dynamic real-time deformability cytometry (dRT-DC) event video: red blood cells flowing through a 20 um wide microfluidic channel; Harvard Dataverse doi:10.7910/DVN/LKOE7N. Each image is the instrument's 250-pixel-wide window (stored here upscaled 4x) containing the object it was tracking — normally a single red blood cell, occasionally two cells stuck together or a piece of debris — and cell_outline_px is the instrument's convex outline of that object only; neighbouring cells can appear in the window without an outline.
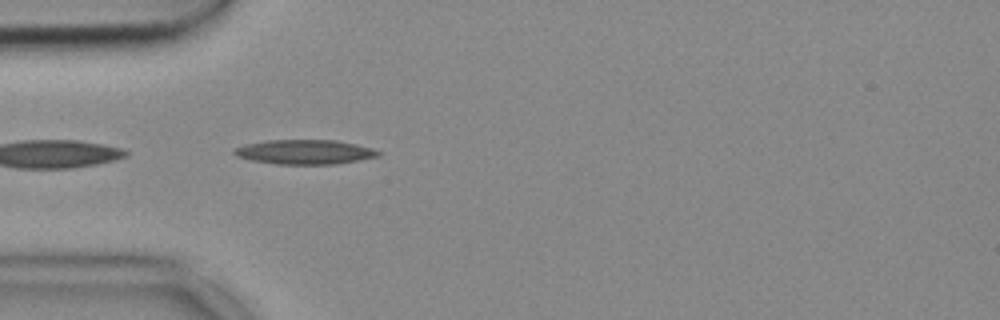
{"species": "common noctule bat (a hibernating species)", "species_latin": "Nyctalus noctula", "temperature_condition": "cold", "stored_images_in_passage": 6, "camera_frame_rate_fps": 3000, "um_per_image_px": 0.085, "animal": {"sex": "female", "body_mass_g": 18.4}, "frame": {"image": 1, "passage_image": 2, "time_ms": 0.333, "image_size_px": [1000, 320], "cell_outline_px": [[380, 156], [336, 164], [276, 164], [252, 160], [236, 156], [232, 152], [236, 148], [244, 144], [268, 140], [336, 140], [356, 144], [372, 148], [380, 152]], "centroid_in_image_um": [25.9, 12.91], "position_along_channel_um": 59.1, "area_um2": 20.52}}